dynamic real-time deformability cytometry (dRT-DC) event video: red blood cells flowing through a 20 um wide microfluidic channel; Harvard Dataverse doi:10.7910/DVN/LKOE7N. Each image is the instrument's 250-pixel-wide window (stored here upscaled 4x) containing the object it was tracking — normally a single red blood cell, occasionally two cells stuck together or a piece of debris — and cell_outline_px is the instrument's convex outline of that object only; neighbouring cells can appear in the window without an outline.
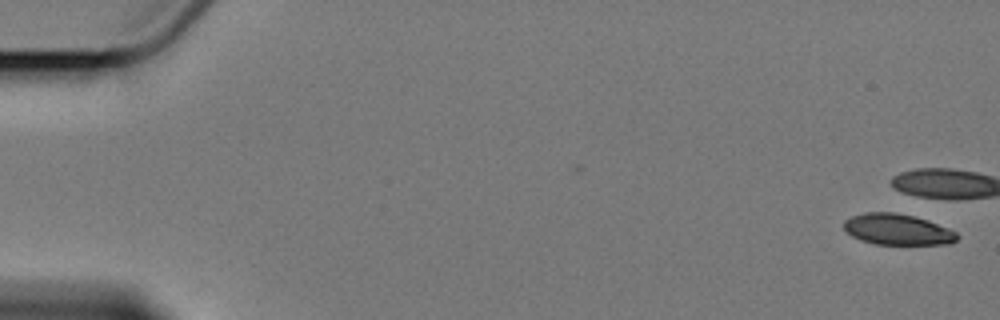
{"species": "Egyptian fruit bat (a non-hibernating species)", "species_latin": "Rousettus aegyptiacus", "temperature_condition": "cold", "stored_images_in_passage": 7, "camera_frame_rate_fps": 3000, "um_per_image_px": 0.085, "animal": {"sex": "female"}, "frame": {"image": 1, "passage_image": 1, "time_ms": 0.0, "image_size_px": [1000, 320], "cell_outline_px": [[960, 236], [956, 240], [948, 244], [876, 244], [860, 240], [852, 236], [844, 228], [844, 220], [852, 216], [864, 212], [896, 212], [928, 220], [948, 228], [956, 232]], "centroid_in_image_um": [76.28, 19.5], "position_along_channel_um": 8.7, "area_um2": 20.4}}
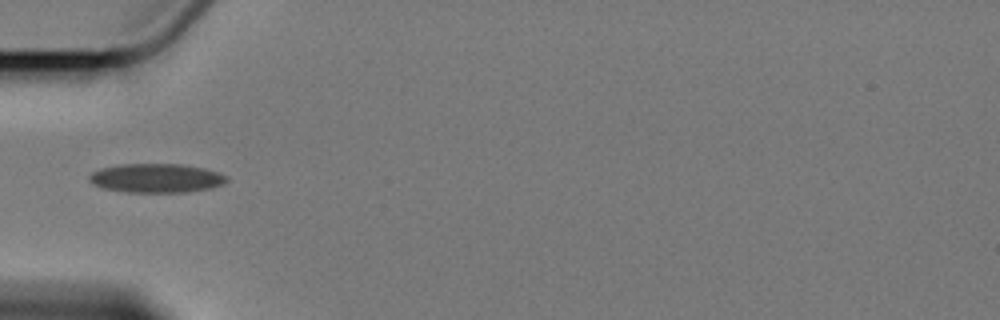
{"frame": {"image": 2, "passage_image": 7, "time_ms": 7.0, "image_size_px": [1000, 320], "cell_outline_px": [[228, 180], [224, 184], [208, 188], [184, 192], [128, 192], [104, 188], [92, 184], [88, 180], [88, 176], [92, 172], [100, 168], [120, 164], [184, 164], [204, 168], [228, 176]], "centroid_in_image_um": [13.26, 15.13], "position_along_channel_um": 71.7, "area_um2": 23.24}}